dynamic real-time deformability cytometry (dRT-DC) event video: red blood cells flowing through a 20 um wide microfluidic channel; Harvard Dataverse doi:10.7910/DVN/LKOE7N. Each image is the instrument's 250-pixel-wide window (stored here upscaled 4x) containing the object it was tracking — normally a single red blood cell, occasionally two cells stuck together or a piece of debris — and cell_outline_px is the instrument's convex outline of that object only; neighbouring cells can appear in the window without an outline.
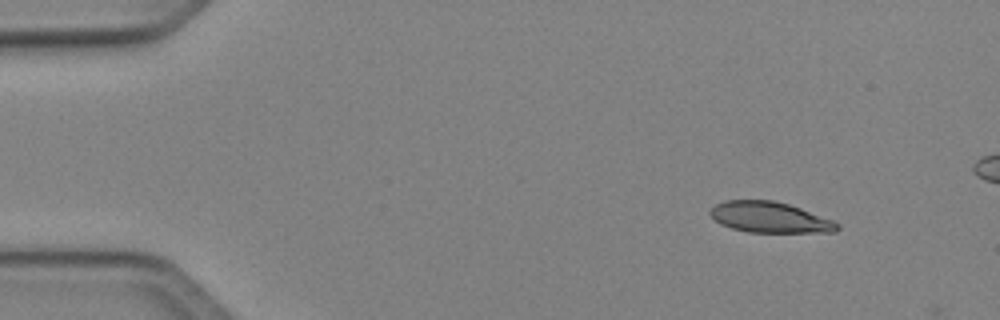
{"species": "Egyptian fruit bat (a non-hibernating species)", "species_latin": "Rousettus aegyptiacus", "temperature_condition": "cold", "stored_images_in_passage": 5, "camera_frame_rate_fps": 3000, "um_per_image_px": 0.085, "animal": {"sex": "female"}, "frame": {"image": 1, "passage_image": 1, "time_ms": 0.0, "image_size_px": [1000, 320], "cell_outline_px": [[840, 228], [836, 232], [748, 232], [732, 228], [720, 224], [708, 212], [716, 204], [724, 200], [772, 200], [788, 204], [800, 208], [832, 220], [840, 224]], "centroid_in_image_um": [65.43, 18.47], "position_along_channel_um": 19.6, "area_um2": 22.66}}